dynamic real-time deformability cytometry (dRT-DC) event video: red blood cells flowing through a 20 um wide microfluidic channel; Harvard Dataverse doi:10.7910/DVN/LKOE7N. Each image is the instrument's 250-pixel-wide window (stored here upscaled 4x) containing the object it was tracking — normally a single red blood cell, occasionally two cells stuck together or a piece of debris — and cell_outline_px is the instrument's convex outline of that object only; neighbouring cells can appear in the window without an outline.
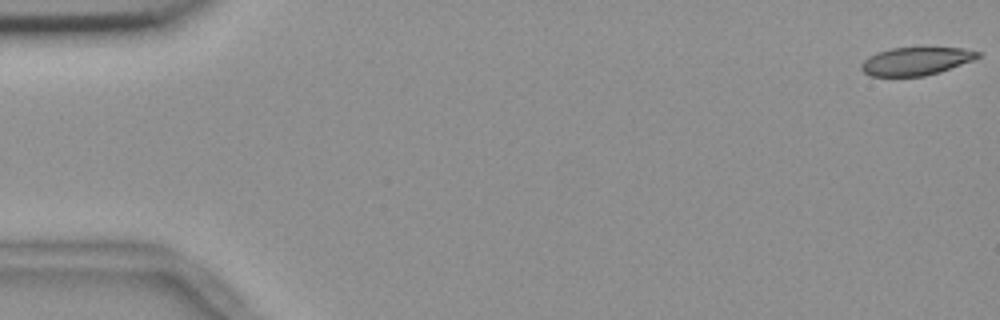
{"species": "common noctule bat (a hibernating species)", "species_latin": "Nyctalus noctula", "temperature_condition": "room temperature", "stored_images_in_passage": 55, "camera_frame_rate_fps": 3000, "um_per_image_px": 0.085, "animal": {"sex": "female", "body_mass_g": 18.4}, "frame": {"image": 1, "passage_image": 1, "time_ms": 0.0, "image_size_px": [1000, 320], "cell_outline_px": [[980, 56], [972, 60], [940, 72], [924, 76], [872, 76], [864, 72], [860, 68], [860, 64], [868, 56], [876, 52], [892, 48], [964, 48], [980, 52]], "centroid_in_image_um": [77.82, 5.2], "position_along_channel_um": 7.2, "area_um2": 18.9}}
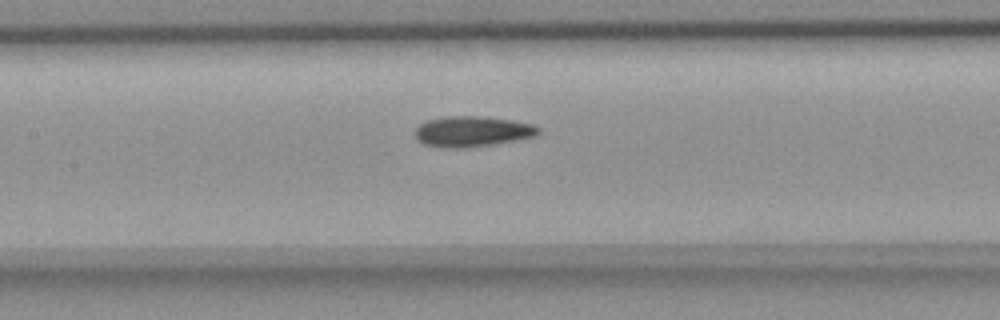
{"frame": {"image": 2, "passage_image": 26, "time_ms": 8.333, "image_size_px": [1000, 320], "cell_outline_px": [[540, 132], [536, 136], [516, 140], [468, 148], [440, 148], [424, 144], [416, 140], [416, 128], [420, 124], [428, 120], [448, 116], [480, 116], [512, 120], [532, 124], [540, 128]], "centroid_in_image_um": [40.13, 11.18], "position_along_channel_um": 167.3, "area_um2": 22.02}}
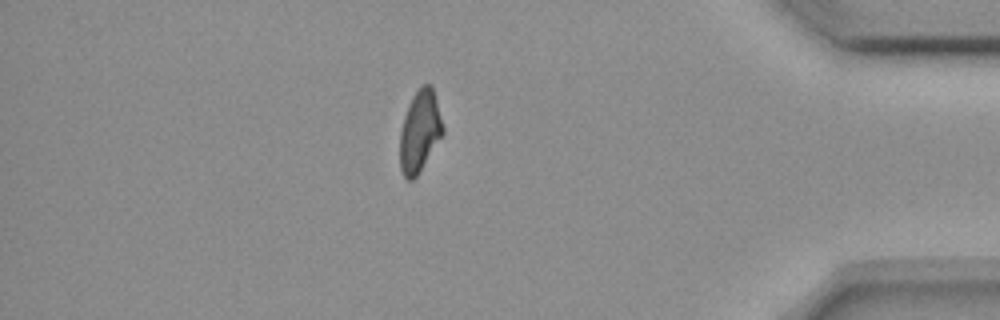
{"frame": {"image": 3, "passage_image": 48, "time_ms": 15.667, "image_size_px": [1000, 320], "cell_outline_px": [[444, 132], [420, 172], [412, 180], [408, 180], [404, 176], [400, 168], [400, 132], [404, 116], [408, 104], [412, 96], [424, 84], [432, 84], [444, 128]], "centroid_in_image_um": [35.68, 11.16], "position_along_channel_um": 399.5, "area_um2": 20.35}, "authors_computed_cell_mechanics": {"area_um2": 21.2704, "velocity_mm_per_s": 3.6843, "shape_relaxation_time_tau1_ms": null, "shape_relaxation_time_tau2_ms": 5.0269, "deformation_change_tau1": null, "deformation_change_tau2": 0.1033}}